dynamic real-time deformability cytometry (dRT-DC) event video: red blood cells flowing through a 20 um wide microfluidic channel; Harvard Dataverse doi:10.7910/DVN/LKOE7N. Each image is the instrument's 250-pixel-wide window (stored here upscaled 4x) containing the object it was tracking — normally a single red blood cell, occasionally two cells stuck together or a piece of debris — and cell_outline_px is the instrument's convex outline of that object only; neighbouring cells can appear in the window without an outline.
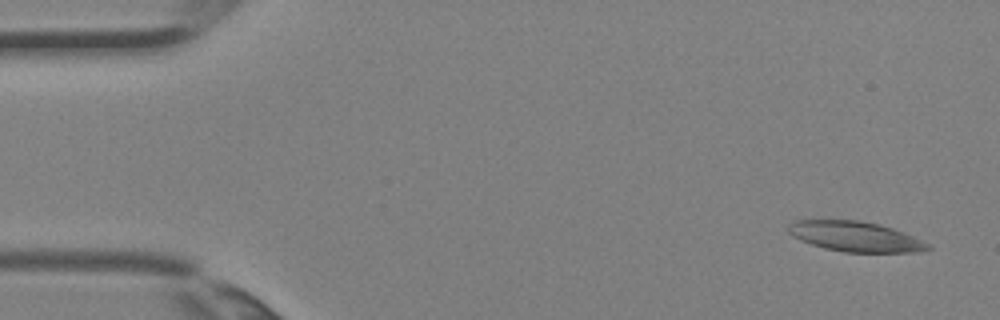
{"species": "Egyptian fruit bat (a non-hibernating species)", "species_latin": "Rousettus aegyptiacus", "temperature_condition": "room temperature", "stored_images_in_passage": 4, "camera_frame_rate_fps": 3000, "um_per_image_px": 0.085, "animal": {"sex": "female"}, "frame": {"image": 1, "passage_image": 1, "time_ms": 0.0, "image_size_px": [1000, 320], "cell_outline_px": [[932, 248], [912, 252], [844, 252], [824, 248], [800, 240], [792, 236], [788, 232], [788, 224], [796, 220], [860, 220], [880, 224], [892, 228], [932, 244]], "centroid_in_image_um": [72.69, 20.1], "position_along_channel_um": 12.3, "area_um2": 24.45}}
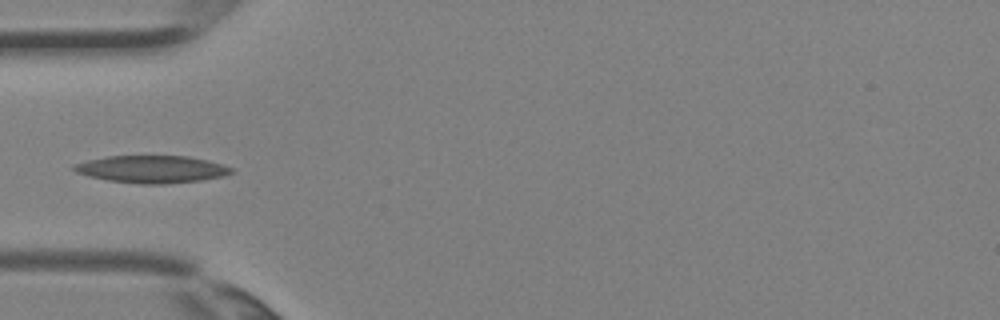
{"frame": {"image": 2, "passage_image": 4, "time_ms": 1.0, "image_size_px": [1000, 320], "cell_outline_px": [[232, 172], [224, 176], [204, 180], [168, 184], [140, 184], [108, 180], [88, 176], [76, 172], [72, 168], [72, 164], [88, 160], [108, 156], [188, 156], [208, 160], [232, 168]], "centroid_in_image_um": [12.89, 14.39], "position_along_channel_um": 72.1, "area_um2": 25.14}}